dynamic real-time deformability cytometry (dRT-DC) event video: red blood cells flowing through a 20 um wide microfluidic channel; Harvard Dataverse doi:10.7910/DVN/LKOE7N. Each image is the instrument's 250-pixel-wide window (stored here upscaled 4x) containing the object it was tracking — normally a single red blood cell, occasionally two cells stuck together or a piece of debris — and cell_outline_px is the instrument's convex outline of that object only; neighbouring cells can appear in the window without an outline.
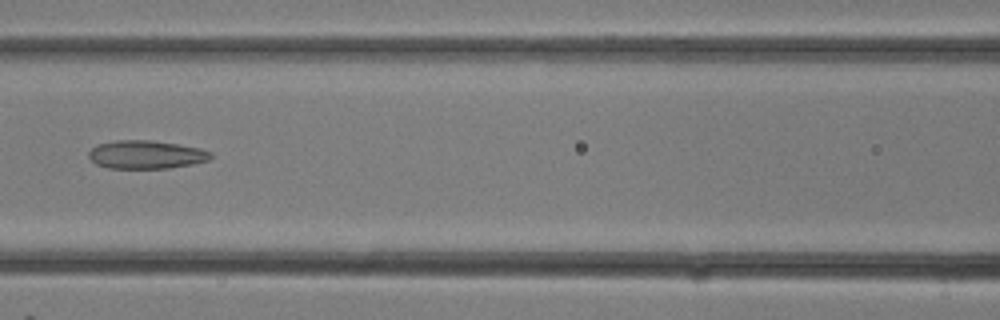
{"species": "common noctule bat (a hibernating species)", "species_latin": "Nyctalus noctula", "temperature_condition": "room temperature", "stored_images_in_passage": 22, "camera_frame_rate_fps": 3000, "um_per_image_px": 0.085, "animal": {"sex": "female"}, "frame": {"image": 1, "passage_image": 7, "time_ms": 2.0, "image_size_px": [1000, 320], "cell_outline_px": [[212, 156], [208, 160], [192, 164], [168, 168], [108, 168], [96, 164], [88, 156], [88, 152], [96, 144], [116, 140], [152, 140], [200, 148], [212, 152]], "centroid_in_image_um": [12.4, 13.13], "position_along_channel_um": 154.2, "area_um2": 20.11}}
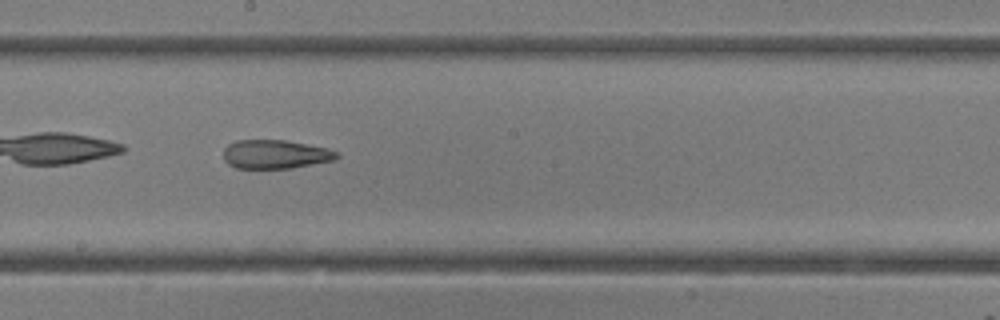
{"frame": {"image": 2, "passage_image": 10, "time_ms": 3.0, "image_size_px": [1000, 320], "cell_outline_px": [[340, 156], [336, 160], [292, 168], [236, 168], [228, 164], [224, 160], [224, 148], [228, 144], [236, 140], [284, 140], [328, 148], [340, 152]], "centroid_in_image_um": [23.44, 13.11], "position_along_channel_um": 224.8, "area_um2": 19.19}}